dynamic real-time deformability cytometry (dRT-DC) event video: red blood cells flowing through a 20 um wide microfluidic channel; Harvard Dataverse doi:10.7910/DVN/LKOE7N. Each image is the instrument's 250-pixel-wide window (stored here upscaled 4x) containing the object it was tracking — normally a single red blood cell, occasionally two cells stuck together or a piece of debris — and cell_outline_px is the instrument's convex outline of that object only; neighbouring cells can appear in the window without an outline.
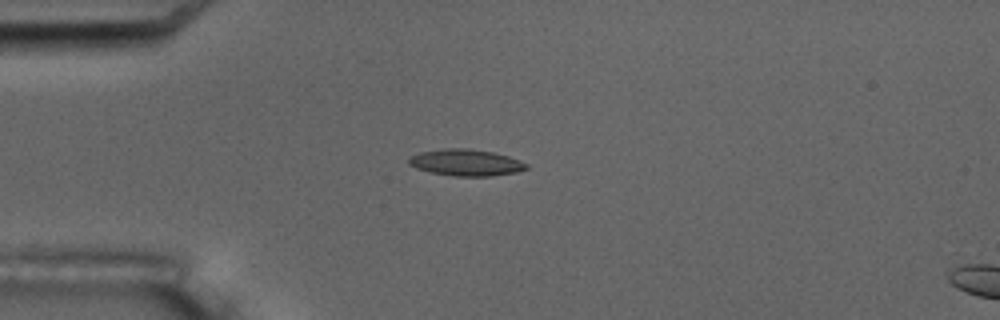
{"species": "common noctule bat (a hibernating species)", "species_latin": "Nyctalus noctula", "temperature_condition": "room temperature", "stored_images_in_passage": 8, "camera_frame_rate_fps": 3000, "um_per_image_px": 0.085, "animal": {"sex": "male", "body_mass_g": 17.5, "forearm_length_mm": 52.3}, "frame": {"image": 1, "passage_image": 4, "time_ms": 3.333, "image_size_px": [1000, 320], "cell_outline_px": [[528, 168], [516, 172], [492, 176], [452, 176], [432, 172], [416, 168], [408, 164], [408, 156], [420, 152], [444, 148], [468, 148], [492, 152], [508, 156], [520, 160], [528, 164]], "centroid_in_image_um": [39.58, 13.81], "position_along_channel_um": 45.4, "area_um2": 18.26}}
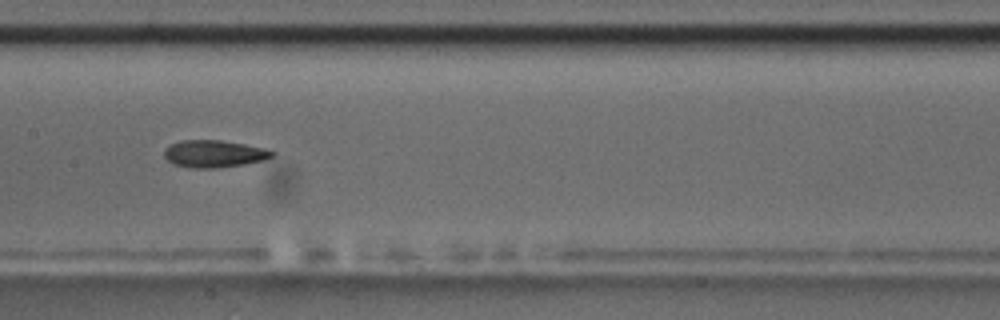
{"frame": {"image": 2, "passage_image": 8, "time_ms": 8.0, "image_size_px": [1000, 320], "cell_outline_px": [[276, 152], [272, 156], [264, 160], [244, 164], [220, 168], [192, 168], [172, 164], [164, 156], [164, 148], [168, 144], [180, 140], [220, 140], [244, 144], [264, 148]], "centroid_in_image_um": [18.15, 13.07], "position_along_channel_um": 189.2, "area_um2": 17.28}}